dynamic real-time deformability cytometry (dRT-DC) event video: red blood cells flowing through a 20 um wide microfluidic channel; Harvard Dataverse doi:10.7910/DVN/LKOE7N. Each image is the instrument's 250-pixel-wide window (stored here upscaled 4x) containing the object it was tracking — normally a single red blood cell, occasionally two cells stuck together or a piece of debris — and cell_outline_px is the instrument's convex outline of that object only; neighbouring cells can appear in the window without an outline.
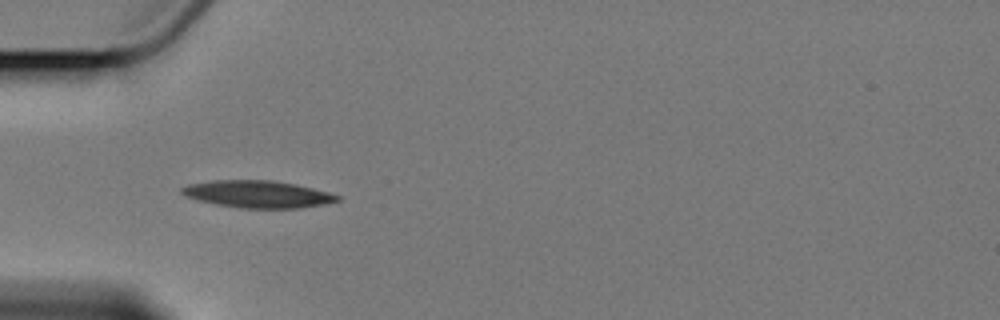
{"species": "Egyptian fruit bat (a non-hibernating species)", "species_latin": "Rousettus aegyptiacus", "temperature_condition": "cold", "stored_images_in_passage": 6, "camera_frame_rate_fps": 3000, "um_per_image_px": 0.085, "animal": {"sex": "female"}, "frame": {"image": 1, "passage_image": 4, "time_ms": 4.667, "image_size_px": [1000, 320], "cell_outline_px": [[340, 200], [324, 204], [300, 208], [240, 208], [216, 204], [184, 196], [180, 192], [180, 188], [188, 184], [212, 180], [272, 180], [296, 184], [328, 192], [340, 196]], "centroid_in_image_um": [21.89, 16.5], "position_along_channel_um": 63.1, "area_um2": 24.62}}
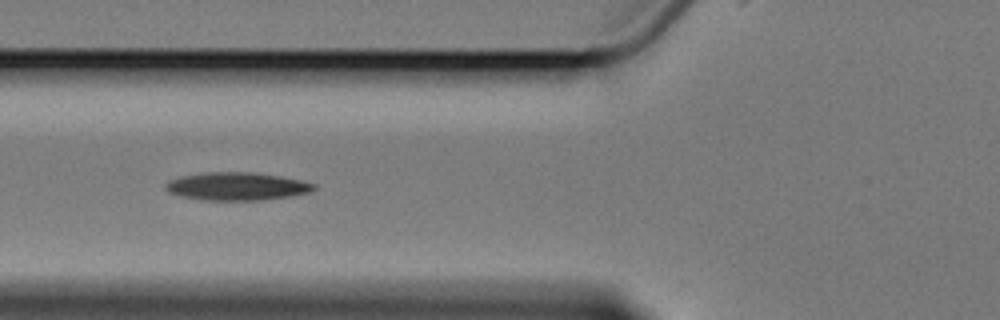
{"frame": {"image": 2, "passage_image": 5, "time_ms": 6.0, "image_size_px": [1000, 320], "cell_outline_px": [[316, 188], [308, 192], [292, 196], [260, 200], [204, 200], [180, 196], [168, 192], [164, 188], [164, 184], [168, 180], [180, 176], [208, 172], [252, 172], [280, 176], [300, 180], [316, 184]], "centroid_in_image_um": [20.09, 15.83], "position_along_channel_um": 105.7, "area_um2": 24.22}}
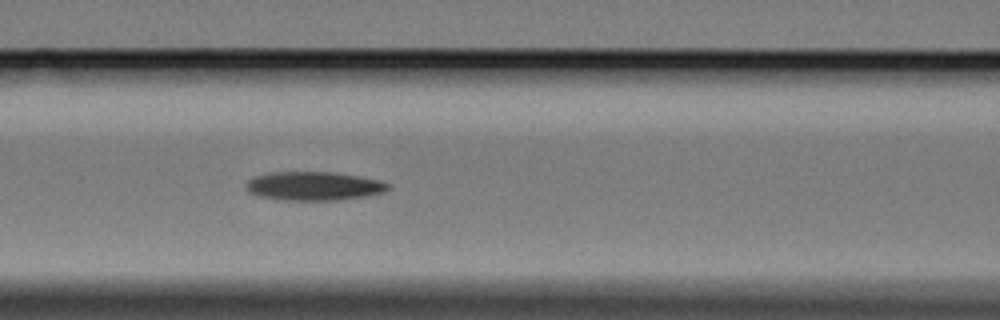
{"frame": {"image": 3, "passage_image": 6, "time_ms": 7.0, "image_size_px": [1000, 320], "cell_outline_px": [[392, 188], [384, 192], [368, 196], [336, 200], [284, 200], [260, 196], [248, 192], [248, 180], [256, 176], [272, 172], [332, 172], [356, 176], [376, 180], [388, 184]], "centroid_in_image_um": [26.7, 15.82], "position_along_channel_um": 139.9, "area_um2": 23.47}}